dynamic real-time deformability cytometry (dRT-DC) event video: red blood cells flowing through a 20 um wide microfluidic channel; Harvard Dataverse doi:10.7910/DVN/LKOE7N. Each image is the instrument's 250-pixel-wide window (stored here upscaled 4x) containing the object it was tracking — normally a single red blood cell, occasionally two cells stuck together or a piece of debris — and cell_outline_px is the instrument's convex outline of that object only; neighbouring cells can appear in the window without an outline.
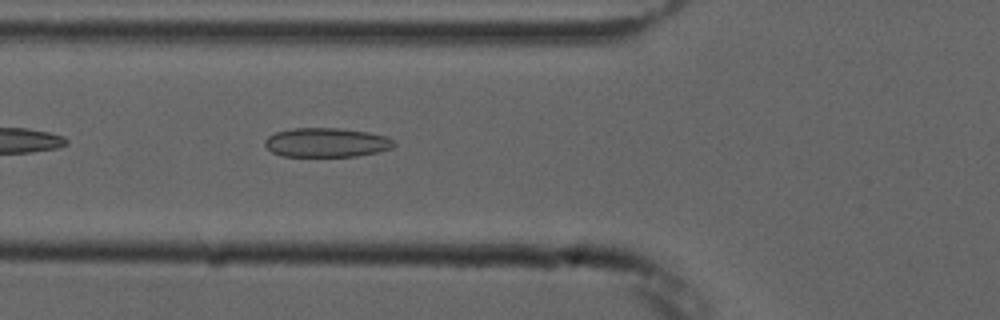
{"species": "common noctule bat (a hibernating species)", "species_latin": "Nyctalus noctula", "temperature_condition": "cold", "stored_images_in_passage": 4, "camera_frame_rate_fps": 3000, "um_per_image_px": 0.085, "animal": {"sex": "male", "forearm_length_mm": 52.5}, "frame": {"image": 1, "passage_image": 4, "time_ms": 5.333, "image_size_px": [1000, 320], "cell_outline_px": [[396, 144], [392, 148], [376, 152], [356, 156], [280, 156], [272, 152], [264, 144], [264, 140], [268, 136], [276, 132], [292, 128], [340, 128], [368, 132], [388, 136]], "centroid_in_image_um": [27.74, 12.11], "position_along_channel_um": 98.1, "area_um2": 22.02}}